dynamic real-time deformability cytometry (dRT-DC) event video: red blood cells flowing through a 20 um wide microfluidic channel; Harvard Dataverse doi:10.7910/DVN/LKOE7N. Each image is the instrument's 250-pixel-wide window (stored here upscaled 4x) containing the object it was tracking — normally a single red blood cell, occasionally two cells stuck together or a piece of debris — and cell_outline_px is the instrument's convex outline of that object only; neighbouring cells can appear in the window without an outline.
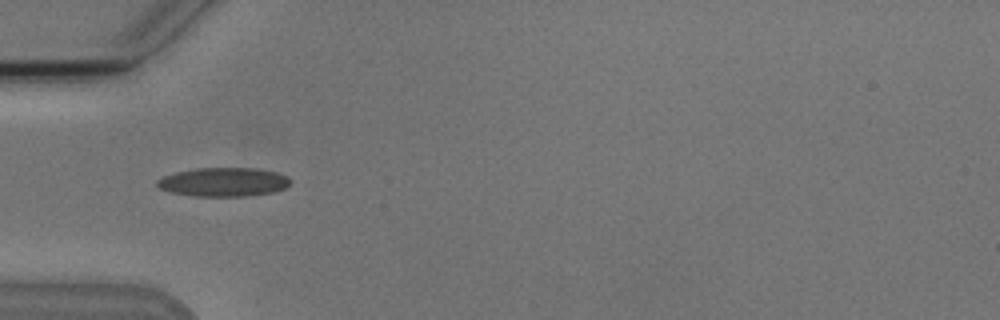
{"species": "Egyptian fruit bat (a non-hibernating species)", "species_latin": "Rousettus aegyptiacus", "temperature_condition": "cold", "stored_images_in_passage": 6, "camera_frame_rate_fps": 3000, "um_per_image_px": 0.085, "animal": {"sex": "male"}, "frame": {"image": 1, "passage_image": 5, "time_ms": 4.667, "image_size_px": [1000, 320], "cell_outline_px": [[292, 180], [284, 188], [276, 192], [244, 196], [192, 196], [172, 192], [160, 188], [156, 184], [156, 180], [164, 176], [176, 172], [196, 168], [256, 168], [276, 172], [288, 176]], "centroid_in_image_um": [19.02, 15.47], "position_along_channel_um": 66.0, "area_um2": 22.43}}